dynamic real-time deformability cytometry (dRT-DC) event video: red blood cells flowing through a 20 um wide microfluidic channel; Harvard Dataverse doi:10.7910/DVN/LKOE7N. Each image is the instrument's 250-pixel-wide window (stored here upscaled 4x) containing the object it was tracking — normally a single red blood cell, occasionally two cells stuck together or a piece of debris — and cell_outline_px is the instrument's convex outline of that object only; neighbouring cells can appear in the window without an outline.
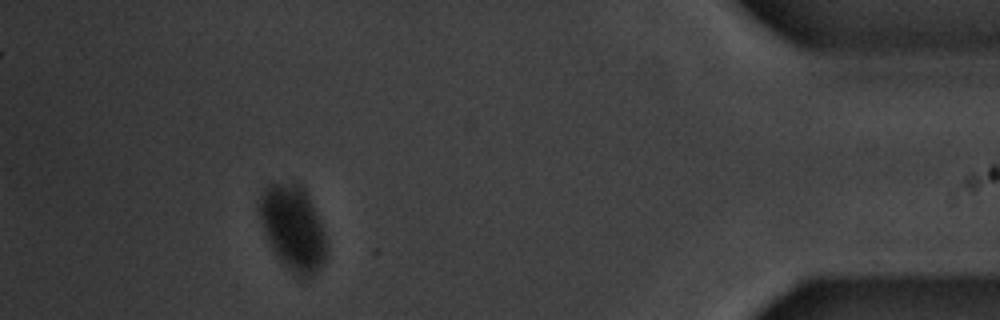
{"species": "common noctule bat (a hibernating species)", "species_latin": "Nyctalus noctula", "temperature_condition": "warm", "stored_images_in_passage": 51, "camera_frame_rate_fps": 3000, "um_per_image_px": 0.085, "animal": {"sex": "male", "body_mass_g": 20.1, "forearm_length_mm": 53.5}, "frame": {"image": 1, "passage_image": 46, "time_ms": 15.0, "image_size_px": [1000, 320], "cell_outline_px": [[324, 260], [320, 268], [308, 280], [300, 280], [276, 256], [268, 244], [260, 220], [260, 196], [264, 188], [268, 184], [292, 180], [296, 180], [304, 188], [312, 204], [324, 232]], "centroid_in_image_um": [24.87, 19.36], "position_along_channel_um": 410.3, "area_um2": 33.35}}